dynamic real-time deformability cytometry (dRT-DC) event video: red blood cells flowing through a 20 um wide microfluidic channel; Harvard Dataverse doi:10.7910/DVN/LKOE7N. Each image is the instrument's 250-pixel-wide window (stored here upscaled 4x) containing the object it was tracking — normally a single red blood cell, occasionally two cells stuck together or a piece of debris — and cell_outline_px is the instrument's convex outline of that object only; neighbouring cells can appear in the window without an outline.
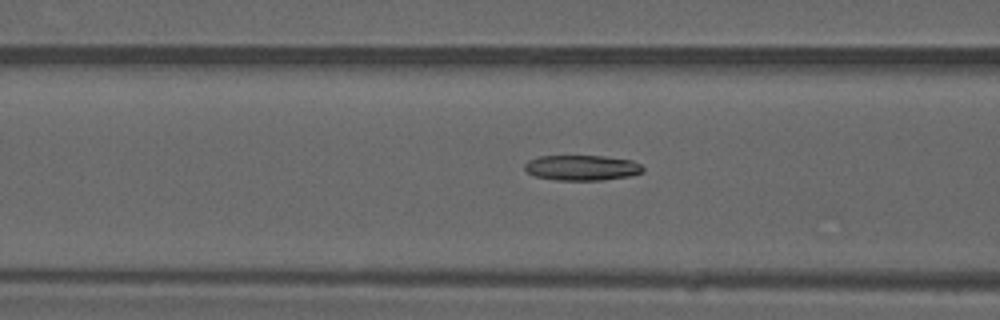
{"species": "common noctule bat (a hibernating species)", "species_latin": "Nyctalus noctula", "temperature_condition": "warm", "stored_images_in_passage": 41, "camera_frame_rate_fps": 3000, "um_per_image_px": 0.085, "animal": {"sex": "male", "forearm_length_mm": 52.5}, "frame": {"image": 1, "passage_image": 10, "time_ms": 3.0, "image_size_px": [1000, 320], "cell_outline_px": [[644, 172], [628, 176], [600, 180], [556, 180], [532, 176], [524, 168], [524, 164], [528, 160], [540, 156], [604, 156], [632, 160], [640, 164], [644, 168]], "centroid_in_image_um": [49.44, 14.26], "position_along_channel_um": 117.2, "area_um2": 17.51}}
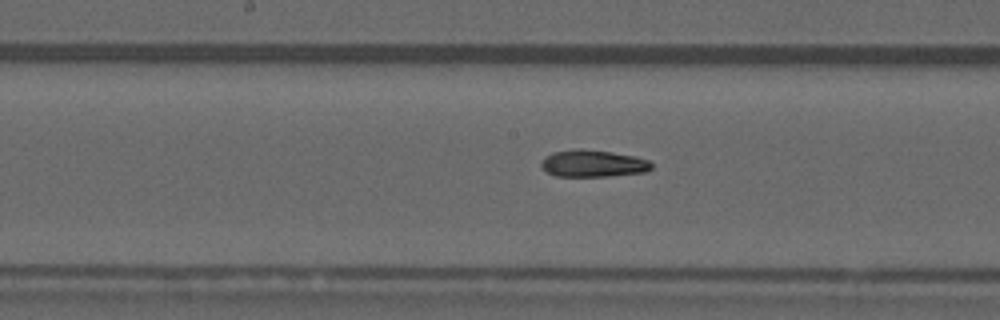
{"frame": {"image": 2, "passage_image": 16, "time_ms": 5.0, "image_size_px": [1000, 320], "cell_outline_px": [[652, 168], [644, 172], [608, 176], [556, 176], [548, 172], [540, 164], [544, 156], [552, 152], [572, 148], [580, 148], [612, 152], [636, 156], [648, 160], [652, 164]], "centroid_in_image_um": [50.39, 13.88], "position_along_channel_um": 197.8, "area_um2": 17.46}}
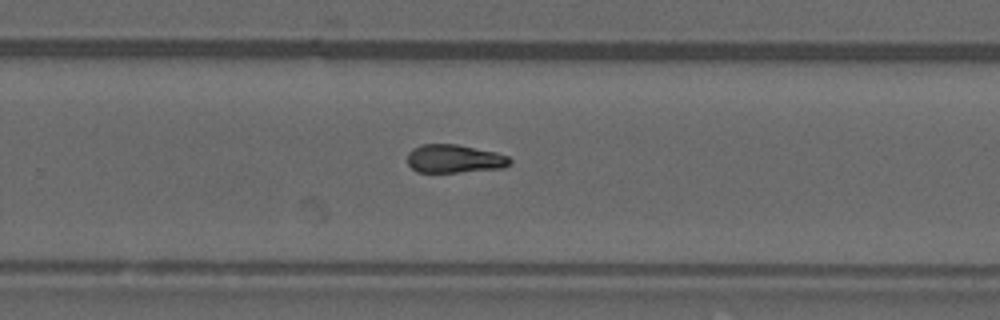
{"frame": {"image": 3, "passage_image": 23, "time_ms": 7.333, "image_size_px": [1000, 320], "cell_outline_px": [[512, 160], [504, 168], [456, 172], [416, 172], [408, 164], [408, 152], [412, 148], [424, 144], [456, 144], [496, 152], [508, 156]], "centroid_in_image_um": [38.61, 13.49], "position_along_channel_um": 291.2, "area_um2": 16.88}, "authors_computed_cell_mechanics": {"area_um2": 17.4556, "velocity_mm_per_s": 4.023, "shape_relaxation_time_tau1_ms": null, "shape_relaxation_time_tau2_ms": 3.6022, "deformation_change_tau1": null, "deformation_change_tau2": 0.1194}}